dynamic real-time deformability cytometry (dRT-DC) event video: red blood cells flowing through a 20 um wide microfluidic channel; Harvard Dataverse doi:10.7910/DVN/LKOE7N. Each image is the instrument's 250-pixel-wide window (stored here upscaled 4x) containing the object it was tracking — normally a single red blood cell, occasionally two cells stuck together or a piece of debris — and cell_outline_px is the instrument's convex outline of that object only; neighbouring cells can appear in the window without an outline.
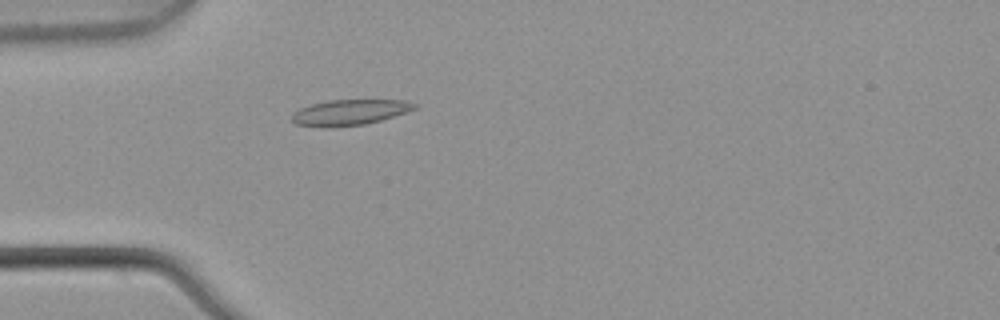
{"species": "common noctule bat (a hibernating species)", "species_latin": "Nyctalus noctula", "temperature_condition": "warm", "stored_images_in_passage": 5, "camera_frame_rate_fps": 3000, "um_per_image_px": 0.085, "animal": {"sex": "male", "body_mass_g": 21.5, "forearm_length_mm": 52.0}, "frame": {"image": 1, "passage_image": 5, "time_ms": 1.333, "image_size_px": [1000, 320], "cell_outline_px": [[420, 104], [416, 108], [408, 112], [380, 120], [364, 124], [332, 128], [324, 128], [296, 124], [292, 120], [292, 112], [300, 108], [312, 104], [328, 100], [404, 100]], "centroid_in_image_um": [29.72, 9.55], "position_along_channel_um": 55.3, "area_um2": 18.5}}